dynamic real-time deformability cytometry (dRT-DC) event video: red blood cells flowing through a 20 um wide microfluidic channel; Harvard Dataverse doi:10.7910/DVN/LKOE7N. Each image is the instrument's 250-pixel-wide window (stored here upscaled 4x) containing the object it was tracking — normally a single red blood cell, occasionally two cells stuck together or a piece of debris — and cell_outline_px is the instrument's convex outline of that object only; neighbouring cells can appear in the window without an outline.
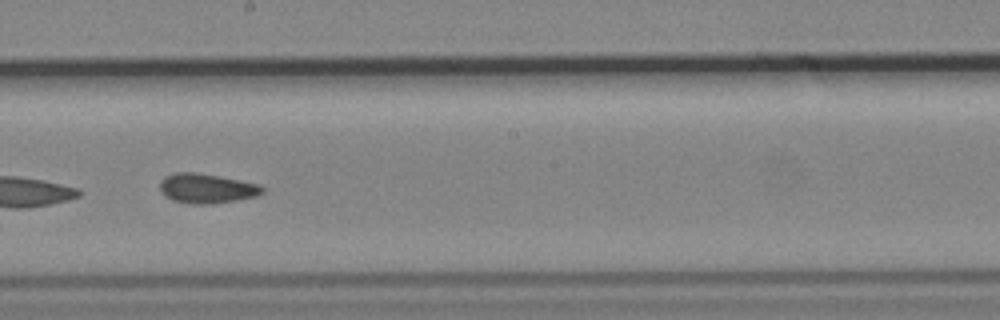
{"species": "common noctule bat (a hibernating species)", "species_latin": "Nyctalus noctula", "temperature_condition": "cold", "stored_images_in_passage": 11, "camera_frame_rate_fps": 3000, "um_per_image_px": 0.085, "animal": {"sex": "male", "body_mass_g": 19.2, "forearm_length_mm": 51.8}, "frame": {"image": 1, "passage_image": 8, "time_ms": 8.333, "image_size_px": [1000, 320], "cell_outline_px": [[264, 192], [256, 196], [236, 200], [208, 204], [192, 204], [172, 200], [164, 196], [160, 192], [160, 180], [164, 176], [176, 172], [196, 172], [240, 180], [260, 184], [264, 188]], "centroid_in_image_um": [17.54, 16.01], "position_along_channel_um": 230.7, "area_um2": 17.8}}
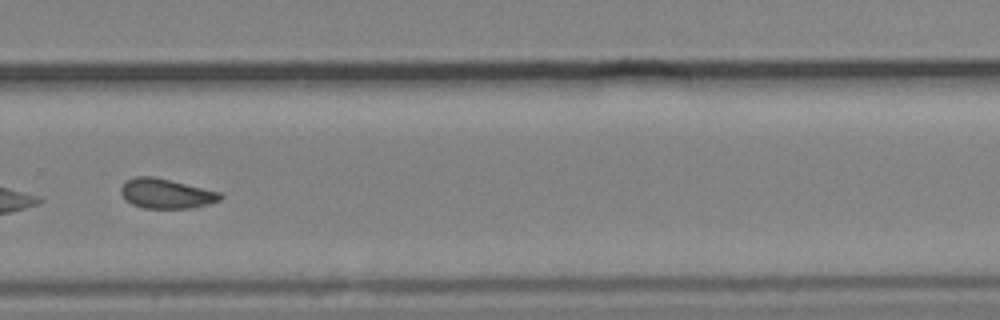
{"frame": {"image": 2, "passage_image": 10, "time_ms": 10.667, "image_size_px": [1000, 320], "cell_outline_px": [[224, 196], [220, 200], [208, 204], [192, 208], [144, 208], [132, 204], [120, 192], [120, 188], [124, 180], [136, 176], [152, 176], [220, 192]], "centroid_in_image_um": [14.11, 16.45], "position_along_channel_um": 315.7, "area_um2": 17.11}}